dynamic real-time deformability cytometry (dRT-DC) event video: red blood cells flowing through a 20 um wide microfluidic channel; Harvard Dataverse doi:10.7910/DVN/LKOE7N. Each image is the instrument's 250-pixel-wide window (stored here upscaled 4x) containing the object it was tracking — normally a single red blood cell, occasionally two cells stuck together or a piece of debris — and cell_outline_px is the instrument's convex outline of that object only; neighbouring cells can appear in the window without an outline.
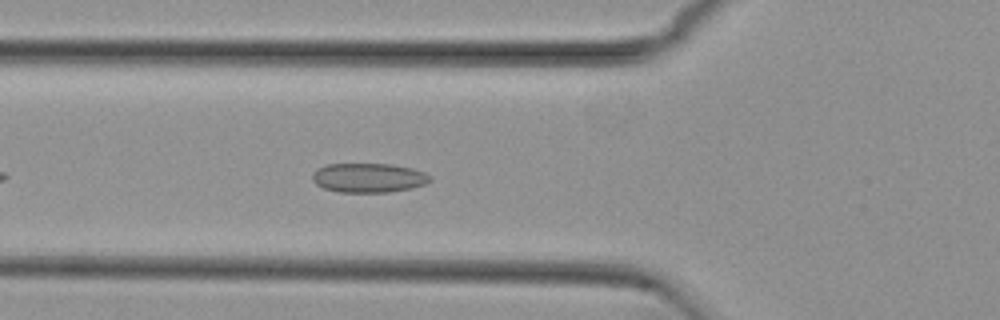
{"species": "common noctule bat (a hibernating species)", "species_latin": "Nyctalus noctula", "temperature_condition": "cold", "stored_images_in_passage": 38, "camera_frame_rate_fps": 3000, "um_per_image_px": 0.085, "animal": {"sex": "female", "body_mass_g": 29.2, "forearm_length_mm": 56.3}, "frame": {"image": 1, "passage_image": 3, "time_ms": 0.667, "image_size_px": [1000, 320], "cell_outline_px": [[432, 180], [424, 184], [412, 188], [388, 192], [340, 192], [324, 188], [316, 184], [312, 180], [312, 172], [316, 168], [328, 164], [392, 164], [412, 168], [424, 172], [432, 176]], "centroid_in_image_um": [31.32, 15.11], "position_along_channel_um": 94.5, "area_um2": 20.23}}
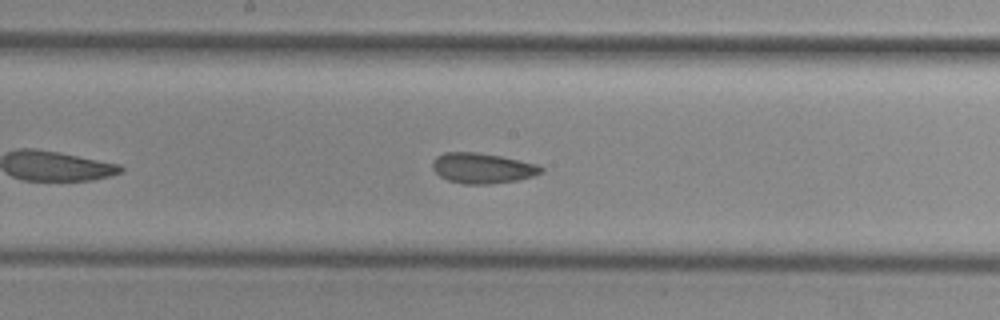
{"frame": {"image": 2, "passage_image": 12, "time_ms": 3.667, "image_size_px": [1000, 320], "cell_outline_px": [[544, 172], [532, 176], [516, 180], [488, 184], [464, 184], [448, 180], [440, 176], [432, 168], [432, 160], [436, 156], [444, 152], [476, 152], [500, 156], [536, 164], [544, 168]], "centroid_in_image_um": [40.97, 14.29], "position_along_channel_um": 207.2, "area_um2": 19.13}}
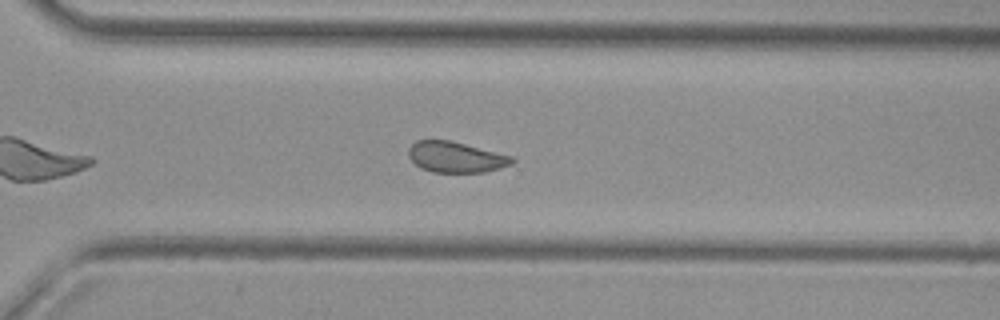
{"frame": {"image": 3, "passage_image": 22, "time_ms": 7.0, "image_size_px": [1000, 320], "cell_outline_px": [[516, 160], [512, 164], [500, 168], [484, 172], [432, 172], [420, 168], [408, 156], [408, 148], [416, 140], [448, 140], [512, 156]], "centroid_in_image_um": [38.73, 13.36], "position_along_channel_um": 331.9, "area_um2": 18.44}, "authors_computed_cell_mechanics": {"area_um2": 19.363, "velocity_mm_per_s": 3.7475, "shape_relaxation_time_tau1_ms": null, "shape_relaxation_time_tau2_ms": 2.0293, "deformation_change_tau1": null, "deformation_change_tau2": 0.0643}}